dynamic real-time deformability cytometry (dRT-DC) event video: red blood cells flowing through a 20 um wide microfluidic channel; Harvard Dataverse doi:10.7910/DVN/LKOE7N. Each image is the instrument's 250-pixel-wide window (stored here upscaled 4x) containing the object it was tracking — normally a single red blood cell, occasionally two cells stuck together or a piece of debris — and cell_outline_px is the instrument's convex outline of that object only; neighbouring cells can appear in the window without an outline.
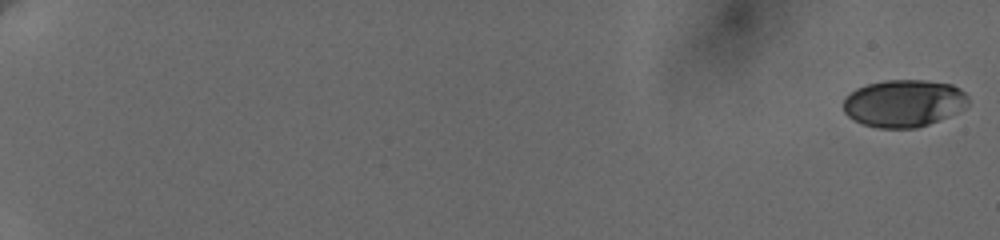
{"species": "human", "species_latin": "Homo sapiens", "temperature_condition": "cold", "stored_images_in_passage": 44, "camera_frame_rate_fps": 3000, "um_per_image_px": 0.085, "donor": {"sex": "female"}, "frame": {"image": 1, "passage_image": 1, "time_ms": 0.0, "image_size_px": [1000, 240], "cell_outline_px": [[968, 104], [964, 108], [948, 116], [928, 124], [916, 128], [880, 128], [864, 124], [848, 116], [844, 112], [844, 96], [856, 88], [868, 84], [884, 80], [924, 80], [952, 84], [960, 88], [968, 96]], "centroid_in_image_um": [76.82, 8.76], "position_along_channel_um": 8.2, "area_um2": 34.39}}
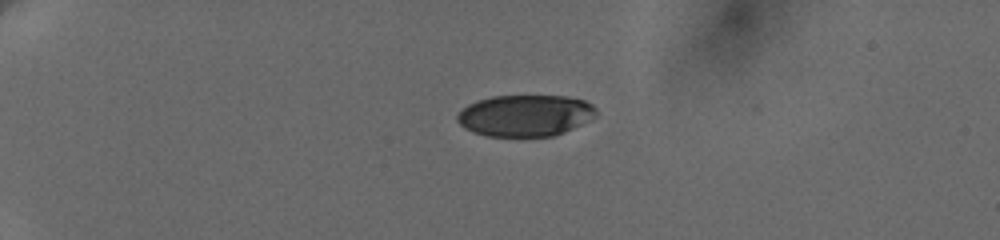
{"frame": {"image": 2, "passage_image": 31, "time_ms": 5.333, "image_size_px": [1000, 240], "cell_outline_px": [[596, 116], [564, 132], [552, 136], [488, 136], [472, 132], [464, 128], [456, 120], [456, 116], [468, 104], [476, 100], [492, 96], [568, 96], [584, 100], [592, 104], [596, 108]], "centroid_in_image_um": [44.63, 9.81], "position_along_channel_um": 40.4, "area_um2": 33.58}}